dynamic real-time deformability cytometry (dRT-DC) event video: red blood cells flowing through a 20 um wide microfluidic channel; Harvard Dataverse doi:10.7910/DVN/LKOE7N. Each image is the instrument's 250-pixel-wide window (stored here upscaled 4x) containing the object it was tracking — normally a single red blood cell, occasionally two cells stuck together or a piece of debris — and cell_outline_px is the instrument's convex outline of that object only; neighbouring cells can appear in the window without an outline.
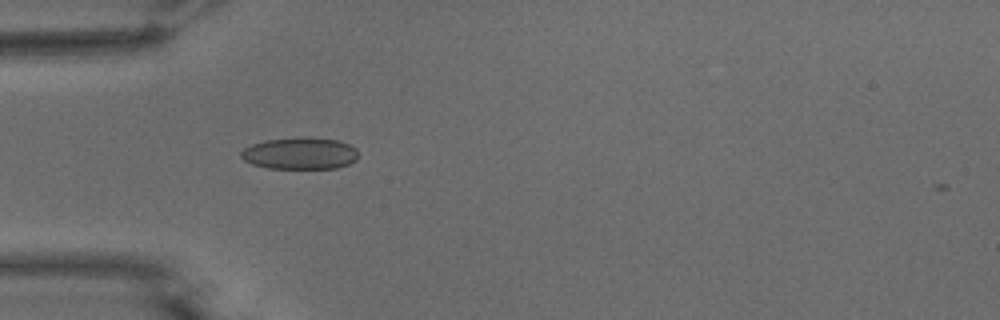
{"species": "common noctule bat (a hibernating species)", "species_latin": "Nyctalus noctula", "temperature_condition": "warm", "stored_images_in_passage": 13, "camera_frame_rate_fps": 3000, "um_per_image_px": 0.085, "animal": {"sex": "male", "body_mass_g": 15.6}, "frame": {"image": 1, "passage_image": 1, "time_ms": 0.0, "image_size_px": [1000, 320], "cell_outline_px": [[356, 160], [348, 164], [336, 168], [268, 168], [252, 164], [244, 160], [240, 156], [240, 152], [244, 148], [252, 144], [264, 140], [300, 136], [308, 136], [336, 140], [348, 144], [356, 148]], "centroid_in_image_um": [25.46, 13.02], "position_along_channel_um": 59.5, "area_um2": 21.91}}
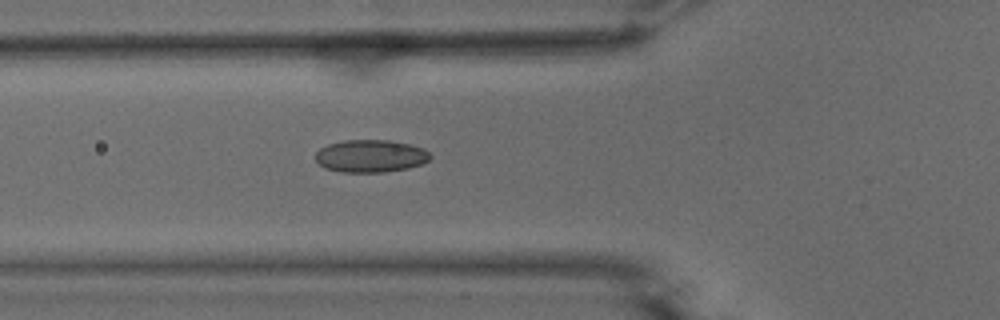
{"frame": {"image": 2, "passage_image": 4, "time_ms": 1.0, "image_size_px": [1000, 320], "cell_outline_px": [[432, 156], [424, 164], [408, 168], [384, 172], [340, 172], [324, 168], [316, 160], [316, 152], [320, 148], [328, 144], [344, 140], [388, 140], [408, 144], [424, 148]], "centroid_in_image_um": [31.51, 13.27], "position_along_channel_um": 94.3, "area_um2": 21.85}}
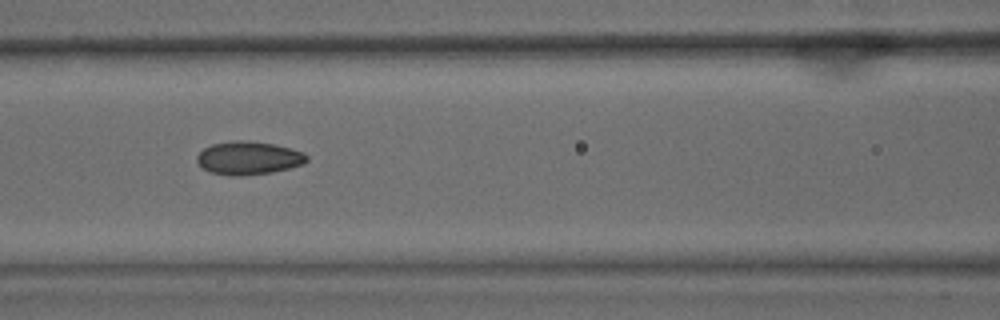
{"frame": {"image": 3, "passage_image": 8, "time_ms": 2.333, "image_size_px": [1000, 320], "cell_outline_px": [[308, 160], [304, 164], [272, 172], [240, 176], [232, 176], [212, 172], [204, 168], [196, 160], [196, 156], [204, 148], [212, 144], [232, 140], [244, 140], [272, 144], [304, 152], [308, 156]], "centroid_in_image_um": [21.13, 13.43], "position_along_channel_um": 145.5, "area_um2": 21.1}}